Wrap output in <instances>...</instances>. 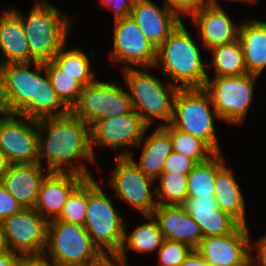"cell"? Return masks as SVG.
I'll list each match as a JSON object with an SVG mask.
<instances>
[{"mask_svg":"<svg viewBox=\"0 0 266 266\" xmlns=\"http://www.w3.org/2000/svg\"><path fill=\"white\" fill-rule=\"evenodd\" d=\"M37 126L38 163L42 166L41 159H46L48 173H73L85 178L92 177L82 162L78 165L72 162L81 158L95 162L90 126L87 123L70 111L63 116L38 119ZM42 132L47 134L44 138Z\"/></svg>","mask_w":266,"mask_h":266,"instance_id":"1","label":"cell"},{"mask_svg":"<svg viewBox=\"0 0 266 266\" xmlns=\"http://www.w3.org/2000/svg\"><path fill=\"white\" fill-rule=\"evenodd\" d=\"M199 50L181 21L156 49L153 68L162 66L164 74L170 77L178 88H203L208 74Z\"/></svg>","mask_w":266,"mask_h":266,"instance_id":"2","label":"cell"},{"mask_svg":"<svg viewBox=\"0 0 266 266\" xmlns=\"http://www.w3.org/2000/svg\"><path fill=\"white\" fill-rule=\"evenodd\" d=\"M25 20L17 9H12L22 20L31 55V62L45 63L66 44L71 22L66 15L45 0L36 1Z\"/></svg>","mask_w":266,"mask_h":266,"instance_id":"3","label":"cell"},{"mask_svg":"<svg viewBox=\"0 0 266 266\" xmlns=\"http://www.w3.org/2000/svg\"><path fill=\"white\" fill-rule=\"evenodd\" d=\"M126 224L93 177L88 178V200L85 228L93 244L106 257H116L120 252ZM106 250L107 253L105 252Z\"/></svg>","mask_w":266,"mask_h":266,"instance_id":"4","label":"cell"},{"mask_svg":"<svg viewBox=\"0 0 266 266\" xmlns=\"http://www.w3.org/2000/svg\"><path fill=\"white\" fill-rule=\"evenodd\" d=\"M46 252L55 266H96L106 258L85 226L55 219L48 222L45 258Z\"/></svg>","mask_w":266,"mask_h":266,"instance_id":"5","label":"cell"},{"mask_svg":"<svg viewBox=\"0 0 266 266\" xmlns=\"http://www.w3.org/2000/svg\"><path fill=\"white\" fill-rule=\"evenodd\" d=\"M214 118L220 117L203 88L177 90L170 124L182 132L200 138L215 153H220Z\"/></svg>","mask_w":266,"mask_h":266,"instance_id":"6","label":"cell"},{"mask_svg":"<svg viewBox=\"0 0 266 266\" xmlns=\"http://www.w3.org/2000/svg\"><path fill=\"white\" fill-rule=\"evenodd\" d=\"M146 71L125 68V82L130 90L129 96L133 109L150 126L157 119L170 124L173 114L174 97L179 89L172 82L165 87L162 82Z\"/></svg>","mask_w":266,"mask_h":266,"instance_id":"7","label":"cell"},{"mask_svg":"<svg viewBox=\"0 0 266 266\" xmlns=\"http://www.w3.org/2000/svg\"><path fill=\"white\" fill-rule=\"evenodd\" d=\"M29 63L0 65V112L36 120L37 71Z\"/></svg>","mask_w":266,"mask_h":266,"instance_id":"8","label":"cell"},{"mask_svg":"<svg viewBox=\"0 0 266 266\" xmlns=\"http://www.w3.org/2000/svg\"><path fill=\"white\" fill-rule=\"evenodd\" d=\"M257 75L242 74L216 76L206 80L203 89L220 119L228 124H241L248 113L253 97V87Z\"/></svg>","mask_w":266,"mask_h":266,"instance_id":"9","label":"cell"},{"mask_svg":"<svg viewBox=\"0 0 266 266\" xmlns=\"http://www.w3.org/2000/svg\"><path fill=\"white\" fill-rule=\"evenodd\" d=\"M132 109L129 93L122 87L95 80L83 87L77 104L70 111L91 126L98 120L122 116Z\"/></svg>","mask_w":266,"mask_h":266,"instance_id":"10","label":"cell"},{"mask_svg":"<svg viewBox=\"0 0 266 266\" xmlns=\"http://www.w3.org/2000/svg\"><path fill=\"white\" fill-rule=\"evenodd\" d=\"M8 249L21 257H41L47 244L48 221L34 208H22L0 223Z\"/></svg>","mask_w":266,"mask_h":266,"instance_id":"11","label":"cell"},{"mask_svg":"<svg viewBox=\"0 0 266 266\" xmlns=\"http://www.w3.org/2000/svg\"><path fill=\"white\" fill-rule=\"evenodd\" d=\"M1 115L5 117L0 118V150L8 157L10 163H38L37 120L0 112Z\"/></svg>","mask_w":266,"mask_h":266,"instance_id":"12","label":"cell"},{"mask_svg":"<svg viewBox=\"0 0 266 266\" xmlns=\"http://www.w3.org/2000/svg\"><path fill=\"white\" fill-rule=\"evenodd\" d=\"M114 46L110 53L113 61L124 62L125 68H150L156 61V48L145 37L137 23L131 18L114 20Z\"/></svg>","mask_w":266,"mask_h":266,"instance_id":"13","label":"cell"},{"mask_svg":"<svg viewBox=\"0 0 266 266\" xmlns=\"http://www.w3.org/2000/svg\"><path fill=\"white\" fill-rule=\"evenodd\" d=\"M148 128L149 126L134 109L122 116L98 120L90 126L93 155L95 156L94 145L111 146L115 151L117 147L126 145L141 147Z\"/></svg>","mask_w":266,"mask_h":266,"instance_id":"14","label":"cell"},{"mask_svg":"<svg viewBox=\"0 0 266 266\" xmlns=\"http://www.w3.org/2000/svg\"><path fill=\"white\" fill-rule=\"evenodd\" d=\"M116 158L111 187L143 215H151L157 207V201L152 198L153 193L149 189L153 179L147 177L129 156Z\"/></svg>","mask_w":266,"mask_h":266,"instance_id":"15","label":"cell"},{"mask_svg":"<svg viewBox=\"0 0 266 266\" xmlns=\"http://www.w3.org/2000/svg\"><path fill=\"white\" fill-rule=\"evenodd\" d=\"M248 227L240 225L224 236L204 237L195 249L211 266H241L252 250Z\"/></svg>","mask_w":266,"mask_h":266,"instance_id":"16","label":"cell"},{"mask_svg":"<svg viewBox=\"0 0 266 266\" xmlns=\"http://www.w3.org/2000/svg\"><path fill=\"white\" fill-rule=\"evenodd\" d=\"M130 17L156 49L182 21L170 8H159L151 0H135Z\"/></svg>","mask_w":266,"mask_h":266,"instance_id":"17","label":"cell"},{"mask_svg":"<svg viewBox=\"0 0 266 266\" xmlns=\"http://www.w3.org/2000/svg\"><path fill=\"white\" fill-rule=\"evenodd\" d=\"M85 179L73 173H48L42 180L35 210L48 222L56 219L68 196Z\"/></svg>","mask_w":266,"mask_h":266,"instance_id":"18","label":"cell"},{"mask_svg":"<svg viewBox=\"0 0 266 266\" xmlns=\"http://www.w3.org/2000/svg\"><path fill=\"white\" fill-rule=\"evenodd\" d=\"M164 239L180 241L196 249L204 238L199 225L184 206L157 205L152 213Z\"/></svg>","mask_w":266,"mask_h":266,"instance_id":"19","label":"cell"},{"mask_svg":"<svg viewBox=\"0 0 266 266\" xmlns=\"http://www.w3.org/2000/svg\"><path fill=\"white\" fill-rule=\"evenodd\" d=\"M199 225L203 237L233 233L241 224L217 206L215 197L188 198L183 205Z\"/></svg>","mask_w":266,"mask_h":266,"instance_id":"20","label":"cell"},{"mask_svg":"<svg viewBox=\"0 0 266 266\" xmlns=\"http://www.w3.org/2000/svg\"><path fill=\"white\" fill-rule=\"evenodd\" d=\"M39 163L11 164L1 180L3 187L22 208H35L43 175Z\"/></svg>","mask_w":266,"mask_h":266,"instance_id":"21","label":"cell"},{"mask_svg":"<svg viewBox=\"0 0 266 266\" xmlns=\"http://www.w3.org/2000/svg\"><path fill=\"white\" fill-rule=\"evenodd\" d=\"M193 19L207 49L238 38V25L232 22L219 4L207 5L201 11L194 13Z\"/></svg>","mask_w":266,"mask_h":266,"instance_id":"22","label":"cell"},{"mask_svg":"<svg viewBox=\"0 0 266 266\" xmlns=\"http://www.w3.org/2000/svg\"><path fill=\"white\" fill-rule=\"evenodd\" d=\"M0 50L4 56L0 65L31 62L24 25L21 18L10 9L0 15Z\"/></svg>","mask_w":266,"mask_h":266,"instance_id":"23","label":"cell"},{"mask_svg":"<svg viewBox=\"0 0 266 266\" xmlns=\"http://www.w3.org/2000/svg\"><path fill=\"white\" fill-rule=\"evenodd\" d=\"M247 73L259 76L266 67V22L247 20L238 26Z\"/></svg>","mask_w":266,"mask_h":266,"instance_id":"24","label":"cell"},{"mask_svg":"<svg viewBox=\"0 0 266 266\" xmlns=\"http://www.w3.org/2000/svg\"><path fill=\"white\" fill-rule=\"evenodd\" d=\"M142 150L139 163L128 152H122L119 156H129L139 169L154 181L161 175L164 162L172 152L170 133L162 125L157 126L154 132L146 137Z\"/></svg>","mask_w":266,"mask_h":266,"instance_id":"25","label":"cell"},{"mask_svg":"<svg viewBox=\"0 0 266 266\" xmlns=\"http://www.w3.org/2000/svg\"><path fill=\"white\" fill-rule=\"evenodd\" d=\"M232 172L224 165L216 172V203L221 211L231 215L241 225L247 226L244 197Z\"/></svg>","mask_w":266,"mask_h":266,"instance_id":"26","label":"cell"},{"mask_svg":"<svg viewBox=\"0 0 266 266\" xmlns=\"http://www.w3.org/2000/svg\"><path fill=\"white\" fill-rule=\"evenodd\" d=\"M145 217L149 219L147 223L139 225L130 235L125 233L122 248L115 257L118 261L126 263L125 253L128 249L144 253L159 250L162 246L164 237L157 221L152 214Z\"/></svg>","mask_w":266,"mask_h":266,"instance_id":"27","label":"cell"},{"mask_svg":"<svg viewBox=\"0 0 266 266\" xmlns=\"http://www.w3.org/2000/svg\"><path fill=\"white\" fill-rule=\"evenodd\" d=\"M224 165V158L215 153L205 162L197 163L187 178L188 198L215 197L216 172Z\"/></svg>","mask_w":266,"mask_h":266,"instance_id":"28","label":"cell"},{"mask_svg":"<svg viewBox=\"0 0 266 266\" xmlns=\"http://www.w3.org/2000/svg\"><path fill=\"white\" fill-rule=\"evenodd\" d=\"M34 66L38 73L43 71L46 76L43 78L37 73L36 120L68 114L70 110L61 102L53 89L50 78L44 68V63L35 62Z\"/></svg>","mask_w":266,"mask_h":266,"instance_id":"29","label":"cell"},{"mask_svg":"<svg viewBox=\"0 0 266 266\" xmlns=\"http://www.w3.org/2000/svg\"><path fill=\"white\" fill-rule=\"evenodd\" d=\"M213 65L216 76H232L248 74L244 53L239 39L212 47Z\"/></svg>","mask_w":266,"mask_h":266,"instance_id":"30","label":"cell"},{"mask_svg":"<svg viewBox=\"0 0 266 266\" xmlns=\"http://www.w3.org/2000/svg\"><path fill=\"white\" fill-rule=\"evenodd\" d=\"M66 44L52 58V62L65 74L74 76L83 86L93 83L94 71L88 56L81 49H65Z\"/></svg>","mask_w":266,"mask_h":266,"instance_id":"31","label":"cell"},{"mask_svg":"<svg viewBox=\"0 0 266 266\" xmlns=\"http://www.w3.org/2000/svg\"><path fill=\"white\" fill-rule=\"evenodd\" d=\"M188 174L161 173L158 177L160 185H156L154 194H157V205L183 206L188 199Z\"/></svg>","mask_w":266,"mask_h":266,"instance_id":"32","label":"cell"},{"mask_svg":"<svg viewBox=\"0 0 266 266\" xmlns=\"http://www.w3.org/2000/svg\"><path fill=\"white\" fill-rule=\"evenodd\" d=\"M171 136L172 151L193 159L196 163L207 161L215 152L200 138L182 132L171 124L162 125Z\"/></svg>","mask_w":266,"mask_h":266,"instance_id":"33","label":"cell"},{"mask_svg":"<svg viewBox=\"0 0 266 266\" xmlns=\"http://www.w3.org/2000/svg\"><path fill=\"white\" fill-rule=\"evenodd\" d=\"M44 68L58 98L71 110L77 104L84 86L74 76L63 73L52 61L45 62Z\"/></svg>","mask_w":266,"mask_h":266,"instance_id":"34","label":"cell"},{"mask_svg":"<svg viewBox=\"0 0 266 266\" xmlns=\"http://www.w3.org/2000/svg\"><path fill=\"white\" fill-rule=\"evenodd\" d=\"M88 178H85L68 196L59 216L55 220L84 226L87 213Z\"/></svg>","mask_w":266,"mask_h":266,"instance_id":"35","label":"cell"},{"mask_svg":"<svg viewBox=\"0 0 266 266\" xmlns=\"http://www.w3.org/2000/svg\"><path fill=\"white\" fill-rule=\"evenodd\" d=\"M192 248L180 241L164 239L158 250L160 266H179L192 252Z\"/></svg>","mask_w":266,"mask_h":266,"instance_id":"36","label":"cell"},{"mask_svg":"<svg viewBox=\"0 0 266 266\" xmlns=\"http://www.w3.org/2000/svg\"><path fill=\"white\" fill-rule=\"evenodd\" d=\"M196 164L193 159L172 151L164 162L162 173L190 174Z\"/></svg>","mask_w":266,"mask_h":266,"instance_id":"37","label":"cell"},{"mask_svg":"<svg viewBox=\"0 0 266 266\" xmlns=\"http://www.w3.org/2000/svg\"><path fill=\"white\" fill-rule=\"evenodd\" d=\"M163 5L170 8L180 18V14L183 16L193 15L208 4L206 0H164Z\"/></svg>","mask_w":266,"mask_h":266,"instance_id":"38","label":"cell"},{"mask_svg":"<svg viewBox=\"0 0 266 266\" xmlns=\"http://www.w3.org/2000/svg\"><path fill=\"white\" fill-rule=\"evenodd\" d=\"M22 207L0 182V223L17 213Z\"/></svg>","mask_w":266,"mask_h":266,"instance_id":"39","label":"cell"},{"mask_svg":"<svg viewBox=\"0 0 266 266\" xmlns=\"http://www.w3.org/2000/svg\"><path fill=\"white\" fill-rule=\"evenodd\" d=\"M100 2L109 9H113L114 20H116L131 16V11L135 0H100Z\"/></svg>","mask_w":266,"mask_h":266,"instance_id":"40","label":"cell"},{"mask_svg":"<svg viewBox=\"0 0 266 266\" xmlns=\"http://www.w3.org/2000/svg\"><path fill=\"white\" fill-rule=\"evenodd\" d=\"M257 256L253 257L252 251L250 252V259H257V263L254 262L255 266H266V235L261 237L256 243H254ZM256 263V264H255Z\"/></svg>","mask_w":266,"mask_h":266,"instance_id":"41","label":"cell"},{"mask_svg":"<svg viewBox=\"0 0 266 266\" xmlns=\"http://www.w3.org/2000/svg\"><path fill=\"white\" fill-rule=\"evenodd\" d=\"M179 266H211L206 262L202 256L193 249L192 252L186 257V259Z\"/></svg>","mask_w":266,"mask_h":266,"instance_id":"42","label":"cell"},{"mask_svg":"<svg viewBox=\"0 0 266 266\" xmlns=\"http://www.w3.org/2000/svg\"><path fill=\"white\" fill-rule=\"evenodd\" d=\"M22 266H55L48 258L41 257H22Z\"/></svg>","mask_w":266,"mask_h":266,"instance_id":"43","label":"cell"},{"mask_svg":"<svg viewBox=\"0 0 266 266\" xmlns=\"http://www.w3.org/2000/svg\"><path fill=\"white\" fill-rule=\"evenodd\" d=\"M20 258L21 256L9 250L0 255V266H13Z\"/></svg>","mask_w":266,"mask_h":266,"instance_id":"44","label":"cell"},{"mask_svg":"<svg viewBox=\"0 0 266 266\" xmlns=\"http://www.w3.org/2000/svg\"><path fill=\"white\" fill-rule=\"evenodd\" d=\"M10 165L8 157L0 150V182L9 170Z\"/></svg>","mask_w":266,"mask_h":266,"instance_id":"45","label":"cell"},{"mask_svg":"<svg viewBox=\"0 0 266 266\" xmlns=\"http://www.w3.org/2000/svg\"><path fill=\"white\" fill-rule=\"evenodd\" d=\"M126 264L127 263L118 261L115 257H113L112 259H110V257H106L101 263L96 266H127Z\"/></svg>","mask_w":266,"mask_h":266,"instance_id":"46","label":"cell"},{"mask_svg":"<svg viewBox=\"0 0 266 266\" xmlns=\"http://www.w3.org/2000/svg\"><path fill=\"white\" fill-rule=\"evenodd\" d=\"M9 251L6 238L4 237L1 229H0V255L7 253Z\"/></svg>","mask_w":266,"mask_h":266,"instance_id":"47","label":"cell"},{"mask_svg":"<svg viewBox=\"0 0 266 266\" xmlns=\"http://www.w3.org/2000/svg\"><path fill=\"white\" fill-rule=\"evenodd\" d=\"M226 1H249V2H252V3H254L256 0H226ZM206 2H207V4L208 5H218V2L216 1V0H206Z\"/></svg>","mask_w":266,"mask_h":266,"instance_id":"48","label":"cell"},{"mask_svg":"<svg viewBox=\"0 0 266 266\" xmlns=\"http://www.w3.org/2000/svg\"><path fill=\"white\" fill-rule=\"evenodd\" d=\"M241 266H255L253 260L249 259L247 262L242 264Z\"/></svg>","mask_w":266,"mask_h":266,"instance_id":"49","label":"cell"},{"mask_svg":"<svg viewBox=\"0 0 266 266\" xmlns=\"http://www.w3.org/2000/svg\"><path fill=\"white\" fill-rule=\"evenodd\" d=\"M13 266H22V257Z\"/></svg>","mask_w":266,"mask_h":266,"instance_id":"50","label":"cell"}]
</instances>
